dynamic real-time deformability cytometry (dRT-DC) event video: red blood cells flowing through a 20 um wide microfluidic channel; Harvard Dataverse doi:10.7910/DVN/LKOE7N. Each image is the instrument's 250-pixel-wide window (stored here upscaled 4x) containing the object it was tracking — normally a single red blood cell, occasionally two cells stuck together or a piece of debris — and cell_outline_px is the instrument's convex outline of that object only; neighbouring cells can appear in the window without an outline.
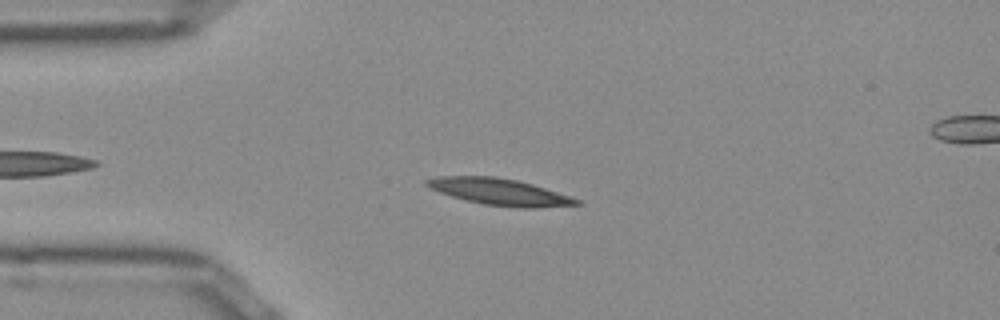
{"species": "Egyptian fruit bat (a non-hibernating species)", "species_latin": "Rousettus aegyptiacus", "temperature_condition": "room temperature", "stored_images_in_passage": 39, "camera_frame_rate_fps": 3000, "um_per_image_px": 0.085, "frame": {"image": 1, "passage_image": 5, "time_ms": 1.333, "image_size_px": [1000, 320], "cell_outline_px": [[584, 204], [532, 208], [516, 208], [484, 204], [452, 196], [440, 192], [424, 184], [424, 180], [440, 176], [496, 176], [516, 180], [532, 184], [580, 200]], "centroid_in_image_um": [42.47, 16.3], "position_along_channel_um": 42.5, "area_um2": 22.89}}
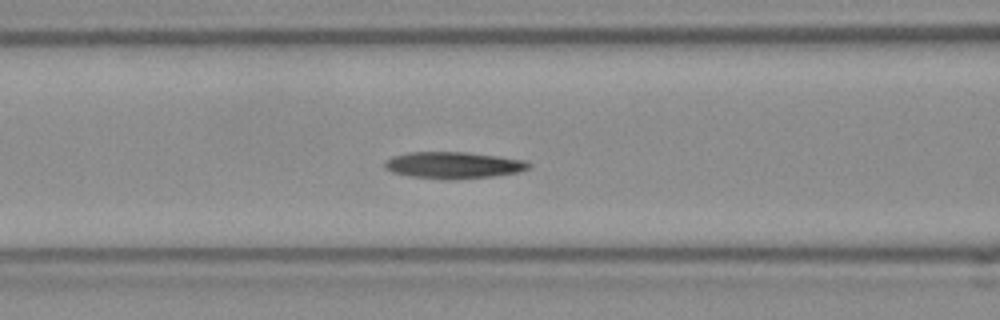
{"frame": {"image": 2, "passage_image": 13, "time_ms": 4.0, "image_size_px": [1000, 320], "cell_outline_px": [[532, 164], [528, 168], [516, 172], [492, 176], [456, 180], [444, 180], [412, 176], [392, 172], [384, 168], [384, 164], [388, 160], [396, 156], [408, 152], [464, 152], [496, 156], [524, 160]], "centroid_in_image_um": [38.53, 14.05], "position_along_channel_um": 128.1, "area_um2": 22.14}}
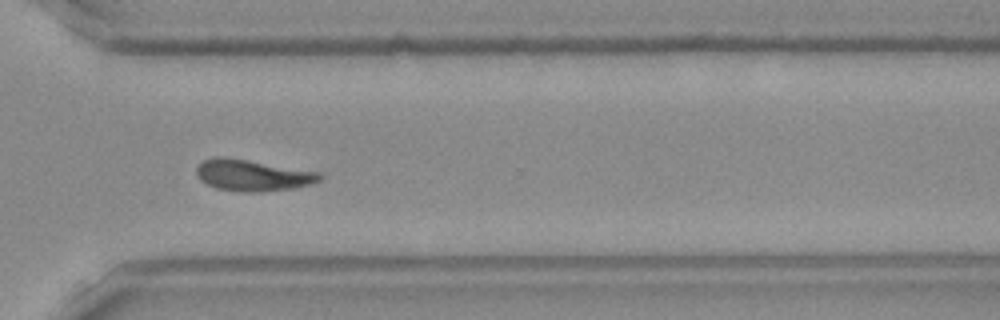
{"frame": {"image": 3, "passage_image": 30, "time_ms": 9.667, "image_size_px": [1000, 320], "cell_outline_px": [[324, 176], [320, 180], [312, 184], [292, 188], [260, 192], [244, 192], [216, 188], [200, 180], [196, 176], [196, 168], [204, 160], [216, 156], [224, 156], [320, 172]], "centroid_in_image_um": [21.47, 14.89], "position_along_channel_um": 349.1, "area_um2": 22.54}, "authors_computed_cell_mechanics": {"area_um2": 22.1952, "velocity_mm_per_s": 3.9104, "shape_relaxation_time_tau1_ms": 6.9475, "shape_relaxation_time_tau2_ms": 3.9566, "deformation_change_tau1": 0.1774, "deformation_change_tau2": 0.1213}}